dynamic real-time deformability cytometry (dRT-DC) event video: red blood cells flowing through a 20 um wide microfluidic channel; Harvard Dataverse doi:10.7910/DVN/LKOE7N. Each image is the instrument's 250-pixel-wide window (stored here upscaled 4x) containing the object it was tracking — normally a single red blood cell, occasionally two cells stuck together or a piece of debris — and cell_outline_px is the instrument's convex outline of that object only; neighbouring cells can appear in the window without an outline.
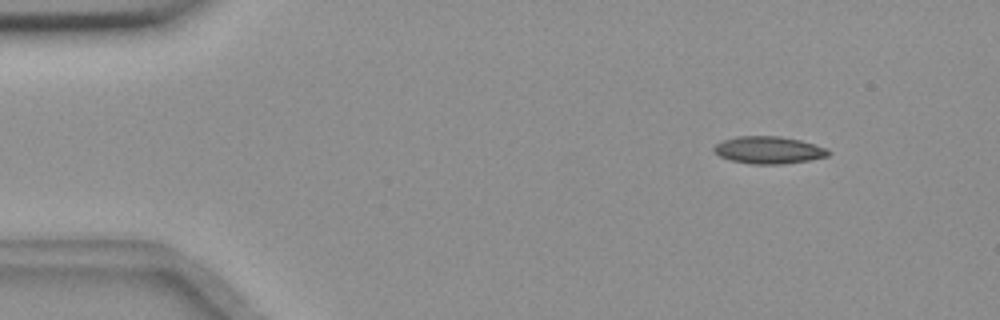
{"species": "common noctule bat (a hibernating species)", "species_latin": "Nyctalus noctula", "temperature_condition": "room temperature", "stored_images_in_passage": 52, "camera_frame_rate_fps": 3000, "um_per_image_px": 0.085, "animal": {"sex": "female", "body_mass_g": 18.4}, "frame": {"image": 1, "passage_image": 3, "time_ms": 0.667, "image_size_px": [1000, 320], "cell_outline_px": [[828, 156], [808, 160], [780, 164], [752, 164], [728, 160], [720, 156], [712, 148], [716, 144], [724, 140], [736, 136], [780, 136], [800, 140], [824, 148], [828, 152]], "centroid_in_image_um": [65.27, 12.75], "position_along_channel_um": 19.7, "area_um2": 17.92}}
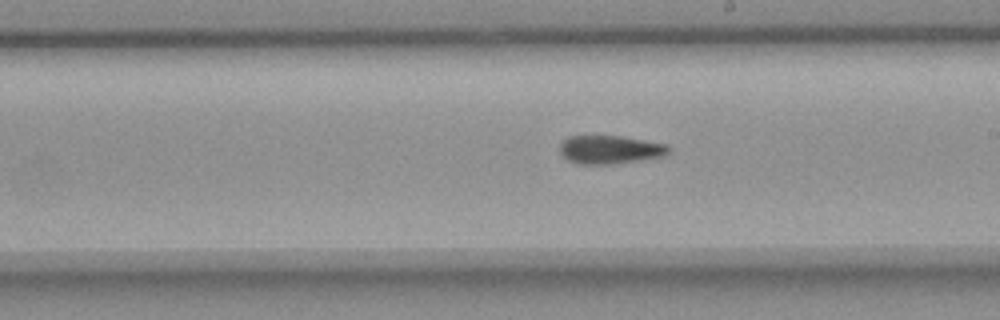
{"frame": {"image": 2, "passage_image": 28, "time_ms": 9.0, "image_size_px": [1000, 320], "cell_outline_px": [[668, 152], [664, 156], [640, 160], [612, 164], [576, 164], [568, 160], [560, 152], [560, 144], [568, 136], [620, 136], [668, 144]], "centroid_in_image_um": [51.83, 12.72], "position_along_channel_um": 237.2, "area_um2": 17.92}}
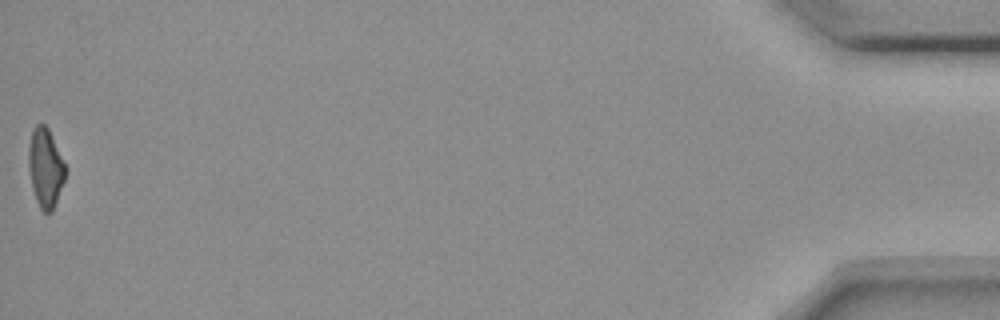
{"frame": {"image": 3, "passage_image": 52, "time_ms": 17.0, "image_size_px": [1000, 320], "cell_outline_px": [[64, 180], [52, 212], [44, 212], [40, 208], [36, 200], [32, 188], [28, 164], [28, 148], [32, 128], [36, 124], [44, 124], [48, 128], [64, 164]], "centroid_in_image_um": [3.82, 14.25], "position_along_channel_um": 431.4, "area_um2": 16.59}, "authors_computed_cell_mechanics": {"area_um2": 17.9469, "velocity_mm_per_s": 3.6608, "shape_relaxation_time_tau1_ms": null, "shape_relaxation_time_tau2_ms": 6.2055, "deformation_change_tau1": null, "deformation_change_tau2": 0.1295}}